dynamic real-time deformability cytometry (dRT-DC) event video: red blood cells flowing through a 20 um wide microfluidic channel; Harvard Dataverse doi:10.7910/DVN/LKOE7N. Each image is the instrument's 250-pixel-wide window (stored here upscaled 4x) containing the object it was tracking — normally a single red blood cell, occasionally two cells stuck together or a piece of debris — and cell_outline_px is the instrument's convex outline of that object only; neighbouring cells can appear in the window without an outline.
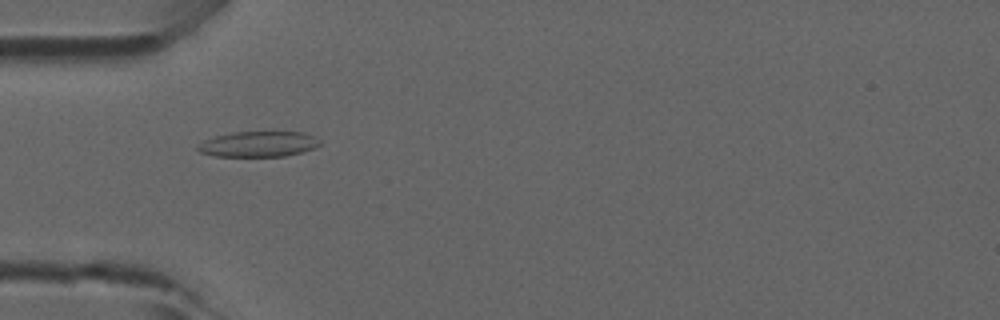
{"species": "common noctule bat (a hibernating species)", "species_latin": "Nyctalus noctula", "temperature_condition": "room temperature", "stored_images_in_passage": 12, "camera_frame_rate_fps": 3000, "um_per_image_px": 0.085, "animal": {"sex": "male", "forearm_length_mm": 52.5}, "frame": {"image": 1, "passage_image": 9, "time_ms": 2.667, "image_size_px": [1000, 320], "cell_outline_px": [[320, 144], [312, 148], [300, 152], [284, 156], [216, 156], [200, 152], [196, 148], [196, 144], [204, 140], [216, 136], [232, 132], [304, 132], [320, 140]], "centroid_in_image_um": [21.91, 12.24], "position_along_channel_um": 63.1, "area_um2": 17.98}}
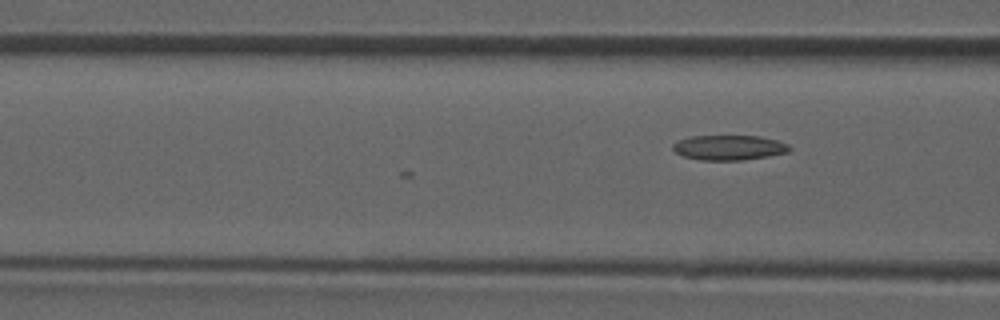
{"frame": {"image": 2, "passage_image": 12, "time_ms": 3.667, "image_size_px": [1000, 320], "cell_outline_px": [[792, 148], [788, 152], [768, 156], [744, 160], [700, 160], [684, 156], [676, 152], [672, 148], [672, 144], [680, 140], [692, 136], [760, 136], [776, 140], [788, 144]], "centroid_in_image_um": [61.98, 12.55], "position_along_channel_um": 104.6, "area_um2": 16.88}}